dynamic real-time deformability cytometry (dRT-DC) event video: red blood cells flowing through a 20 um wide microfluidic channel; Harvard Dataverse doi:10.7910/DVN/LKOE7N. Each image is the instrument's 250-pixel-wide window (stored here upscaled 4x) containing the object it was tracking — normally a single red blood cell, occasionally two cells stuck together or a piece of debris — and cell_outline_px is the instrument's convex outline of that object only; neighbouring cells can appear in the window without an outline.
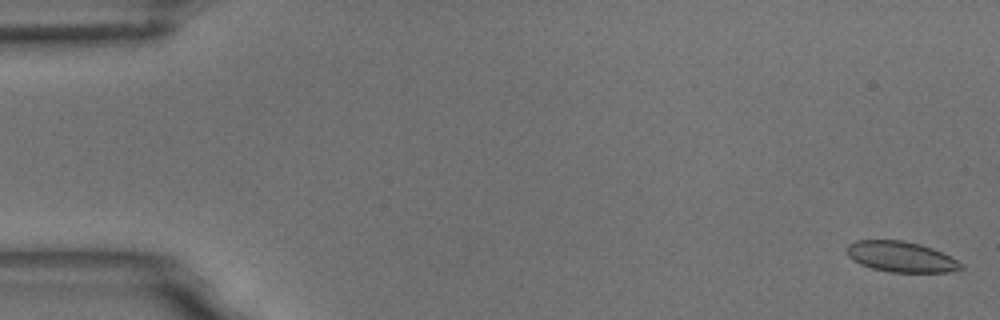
{"species": "common noctule bat (a hibernating species)", "species_latin": "Nyctalus noctula", "temperature_condition": "room temperature", "stored_images_in_passage": 57, "camera_frame_rate_fps": 3000, "um_per_image_px": 0.085, "animal": {"sex": "male", "body_mass_g": 18.8}, "frame": {"image": 1, "passage_image": 2, "time_ms": 0.333, "image_size_px": [1000, 320], "cell_outline_px": [[964, 268], [948, 272], [892, 272], [872, 268], [860, 264], [852, 260], [848, 256], [844, 248], [848, 244], [856, 240], [904, 240], [920, 244], [932, 248], [964, 264]], "centroid_in_image_um": [76.54, 21.82], "position_along_channel_um": 8.5, "area_um2": 20.4}}
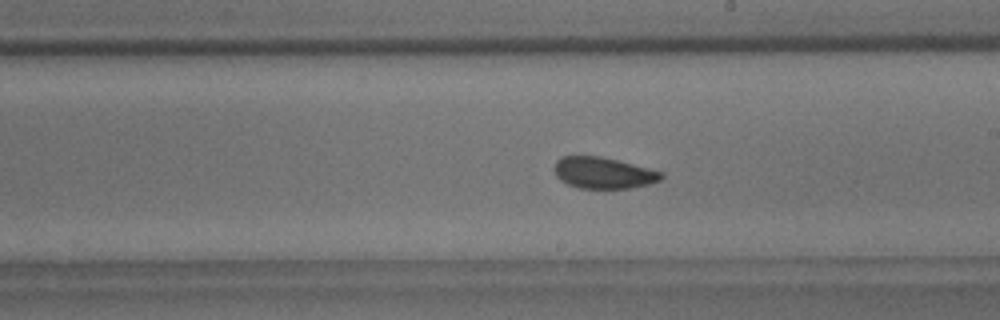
{"frame": {"image": 2, "passage_image": 33, "time_ms": 10.667, "image_size_px": [1000, 320], "cell_outline_px": [[664, 176], [660, 180], [648, 184], [628, 188], [580, 188], [568, 184], [560, 180], [556, 176], [556, 160], [560, 156], [600, 156], [664, 172]], "centroid_in_image_um": [51.29, 14.69], "position_along_channel_um": 237.7, "area_um2": 19.31}}
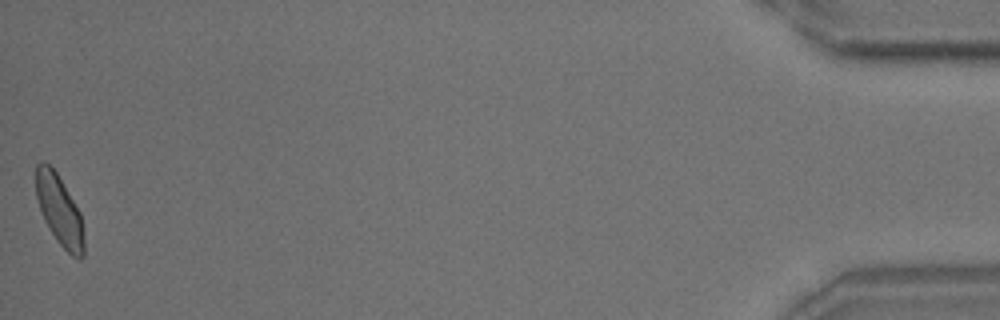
{"frame": {"image": 3, "passage_image": 57, "time_ms": 18.667, "image_size_px": [1000, 320], "cell_outline_px": [[84, 256], [80, 260], [72, 256], [56, 240], [48, 228], [44, 220], [36, 196], [36, 164], [40, 160], [44, 160], [56, 172], [80, 212], [84, 232]], "centroid_in_image_um": [5.06, 17.89], "position_along_channel_um": 430.1, "area_um2": 19.65}, "authors_computed_cell_mechanics": {"area_um2": 20.1722, "velocity_mm_per_s": 3.6004, "shape_relaxation_time_tau1_ms": 5.3751, "shape_relaxation_time_tau2_ms": 1.3996, "deformation_change_tau1": 0.1042, "deformation_change_tau2": 0.0644}}